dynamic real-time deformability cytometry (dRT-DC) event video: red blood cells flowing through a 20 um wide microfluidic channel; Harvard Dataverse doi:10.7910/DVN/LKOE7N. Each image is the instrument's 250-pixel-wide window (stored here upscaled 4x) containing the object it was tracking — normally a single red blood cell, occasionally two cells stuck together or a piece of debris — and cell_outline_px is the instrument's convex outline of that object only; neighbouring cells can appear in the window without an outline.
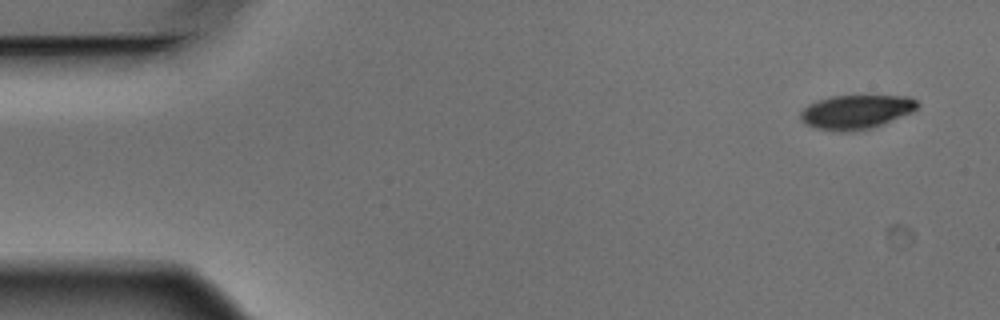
{"species": "Egyptian fruit bat (a non-hibernating species)", "species_latin": "Rousettus aegyptiacus", "temperature_condition": "warm", "stored_images_in_passage": 5, "camera_frame_rate_fps": 3000, "um_per_image_px": 0.085, "animal": {"sex": "male"}, "frame": {"image": 1, "passage_image": 1, "time_ms": 0.0, "image_size_px": [1000, 320], "cell_outline_px": [[920, 104], [912, 112], [872, 128], [852, 132], [840, 132], [816, 128], [800, 120], [800, 112], [808, 104], [816, 100], [832, 96], [908, 96], [916, 100]], "centroid_in_image_um": [72.75, 9.51], "position_along_channel_um": 12.2, "area_um2": 23.24}}